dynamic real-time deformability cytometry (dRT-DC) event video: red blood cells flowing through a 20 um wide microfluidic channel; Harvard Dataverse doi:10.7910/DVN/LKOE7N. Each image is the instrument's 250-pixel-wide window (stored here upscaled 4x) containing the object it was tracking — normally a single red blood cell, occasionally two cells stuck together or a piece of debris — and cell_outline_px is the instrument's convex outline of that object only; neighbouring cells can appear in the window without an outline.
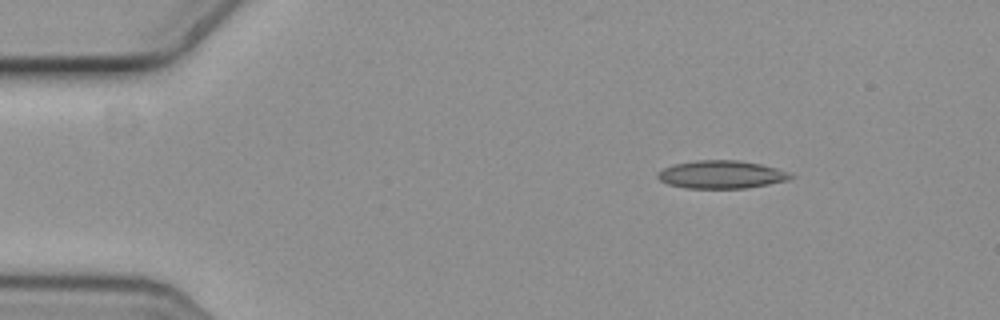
{"species": "common noctule bat (a hibernating species)", "species_latin": "Nyctalus noctula", "temperature_condition": "cold", "stored_images_in_passage": 4, "camera_frame_rate_fps": 3000, "um_per_image_px": 0.085, "animal": {"sex": "female", "body_mass_g": 19.3, "forearm_length_mm": 54.1}, "frame": {"image": 1, "passage_image": 1, "time_ms": 0.0, "image_size_px": [1000, 320], "cell_outline_px": [[796, 176], [788, 180], [768, 184], [744, 188], [688, 188], [668, 184], [660, 180], [656, 176], [656, 172], [672, 164], [696, 160], [740, 160], [760, 164], [792, 172]], "centroid_in_image_um": [61.33, 14.82], "position_along_channel_um": 23.7, "area_um2": 21.79}}